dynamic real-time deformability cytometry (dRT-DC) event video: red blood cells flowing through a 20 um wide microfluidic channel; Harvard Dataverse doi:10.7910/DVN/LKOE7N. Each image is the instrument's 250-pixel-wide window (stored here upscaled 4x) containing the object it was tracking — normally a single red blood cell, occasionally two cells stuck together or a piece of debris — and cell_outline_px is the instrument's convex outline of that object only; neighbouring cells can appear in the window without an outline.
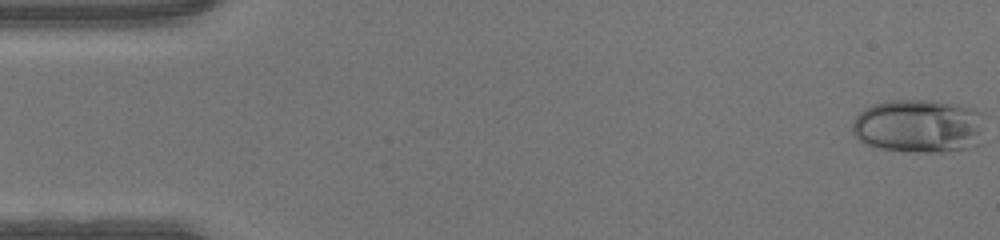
{"species": "human", "species_latin": "Homo sapiens", "temperature_condition": "warm", "stored_images_in_passage": 47, "camera_frame_rate_fps": 3000, "um_per_image_px": 0.085, "donor": {"sex": "male"}, "frame": {"image": 1, "passage_image": 1, "time_ms": 0.0, "image_size_px": [1000, 240], "cell_outline_px": [[980, 144], [968, 148], [944, 152], [916, 152], [876, 148], [864, 144], [852, 132], [852, 124], [856, 116], [860, 112], [872, 104], [892, 100], [932, 100], [956, 104], [976, 108], [980, 112]], "centroid_in_image_um": [78.06, 10.72], "position_along_channel_um": 6.9, "area_um2": 41.44}}
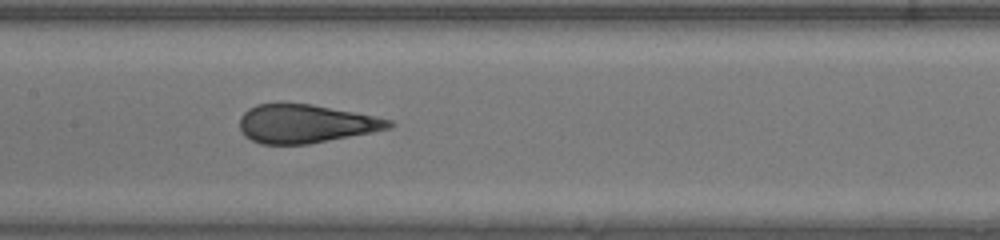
{"frame": {"image": 2, "passage_image": 23, "time_ms": 7.333, "image_size_px": [1000, 240], "cell_outline_px": [[392, 124], [388, 128], [372, 132], [308, 144], [260, 144], [244, 136], [240, 128], [240, 116], [248, 108], [256, 104], [280, 100], [312, 104], [392, 120]], "centroid_in_image_um": [25.86, 10.48], "position_along_channel_um": 181.5, "area_um2": 33.81}}
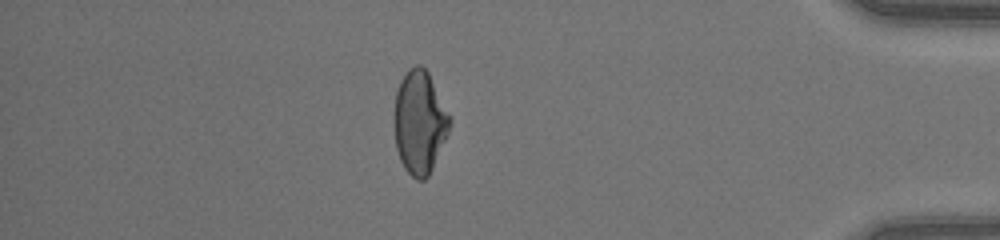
{"frame": {"image": 3, "passage_image": 41, "time_ms": 13.333, "image_size_px": [1000, 240], "cell_outline_px": [[452, 120], [448, 132], [432, 168], [428, 176], [424, 180], [416, 180], [404, 168], [400, 160], [396, 148], [396, 92], [400, 80], [408, 68], [416, 64], [420, 64], [428, 72]], "centroid_in_image_um": [35.68, 10.38], "position_along_channel_um": 399.5, "area_um2": 32.77}}